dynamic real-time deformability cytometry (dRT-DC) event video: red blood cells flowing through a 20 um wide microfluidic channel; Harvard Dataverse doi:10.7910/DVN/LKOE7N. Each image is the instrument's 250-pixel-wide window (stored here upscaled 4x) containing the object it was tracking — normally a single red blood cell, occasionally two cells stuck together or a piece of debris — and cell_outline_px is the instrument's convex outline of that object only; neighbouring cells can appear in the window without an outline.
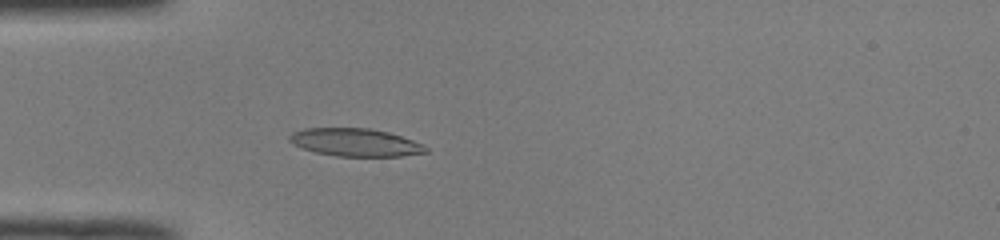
{"species": "common noctule bat (a hibernating species)", "species_latin": "Nyctalus noctula", "temperature_condition": "room temperature", "stored_images_in_passage": 51, "camera_frame_rate_fps": 3000, "um_per_image_px": 0.085, "animal": {"sex": "male", "body_mass_g": 19.0, "forearm_length_mm": 50.8}, "frame": {"image": 1, "passage_image": 16, "time_ms": 5.0, "image_size_px": [1000, 240], "cell_outline_px": [[428, 152], [400, 156], [336, 156], [316, 152], [292, 144], [288, 140], [288, 136], [292, 132], [304, 128], [368, 128], [388, 132], [424, 144], [428, 148]], "centroid_in_image_um": [30.19, 12.1], "position_along_channel_um": 54.8, "area_um2": 22.08}}
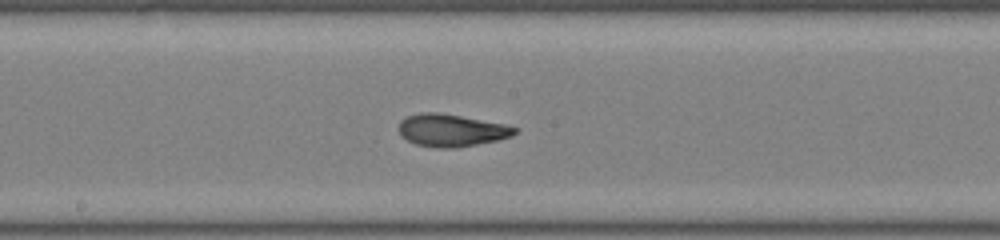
{"frame": {"image": 2, "passage_image": 28, "time_ms": 9.0, "image_size_px": [1000, 240], "cell_outline_px": [[520, 128], [512, 136], [496, 140], [456, 148], [436, 148], [416, 144], [400, 136], [396, 128], [400, 120], [408, 116], [420, 112], [436, 112], [460, 116], [504, 124]], "centroid_in_image_um": [38.31, 11.08], "position_along_channel_um": 209.9, "area_um2": 21.96}}
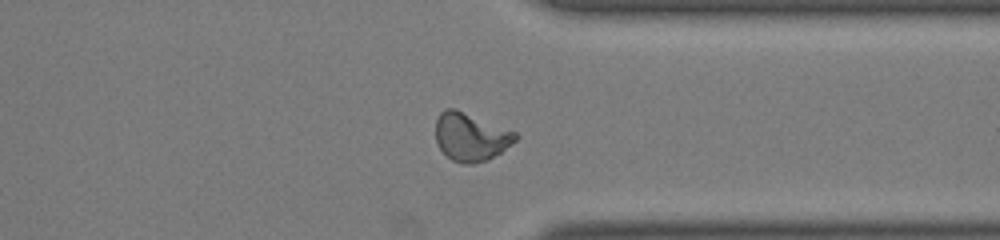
{"frame": {"image": 3, "passage_image": 40, "time_ms": 13.0, "image_size_px": [1000, 240], "cell_outline_px": [[520, 136], [512, 144], [488, 160], [476, 164], [464, 164], [452, 160], [436, 144], [436, 120], [440, 112], [448, 108], [456, 108], [516, 132]], "centroid_in_image_um": [40.02, 11.63], "position_along_channel_um": 371.4, "area_um2": 22.48}, "authors_computed_cell_mechanics": {"area_um2": 21.7906, "velocity_mm_per_s": 4.0665, "shape_relaxation_time_tau1_ms": 7.4961, "shape_relaxation_time_tau2_ms": 1.2347, "deformation_change_tau1": 0.2346, "deformation_change_tau2": 0.072}}